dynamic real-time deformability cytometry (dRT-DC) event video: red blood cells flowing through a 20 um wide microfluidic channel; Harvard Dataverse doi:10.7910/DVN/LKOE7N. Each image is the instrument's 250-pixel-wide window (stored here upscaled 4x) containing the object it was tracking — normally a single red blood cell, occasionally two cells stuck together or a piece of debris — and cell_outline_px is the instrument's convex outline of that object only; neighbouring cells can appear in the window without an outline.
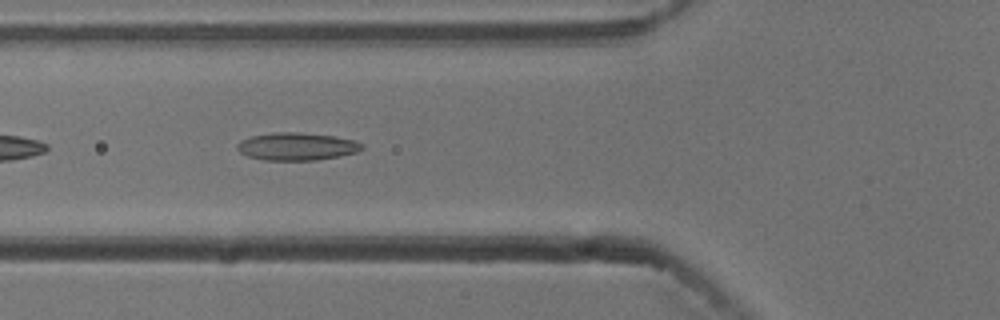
{"species": "common noctule bat (a hibernating species)", "species_latin": "Nyctalus noctula", "temperature_condition": "cold", "stored_images_in_passage": 24, "camera_frame_rate_fps": 3000, "um_per_image_px": 0.085, "animal": {"sex": "male", "body_mass_g": 13.3}, "frame": {"image": 1, "passage_image": 5, "time_ms": 1.333, "image_size_px": [1000, 320], "cell_outline_px": [[364, 148], [356, 152], [340, 156], [316, 160], [264, 160], [248, 156], [240, 152], [236, 148], [236, 144], [240, 140], [252, 136], [272, 132], [300, 132], [332, 136], [352, 140], [364, 144]], "centroid_in_image_um": [25.2, 12.45], "position_along_channel_um": 100.6, "area_um2": 20.11}}
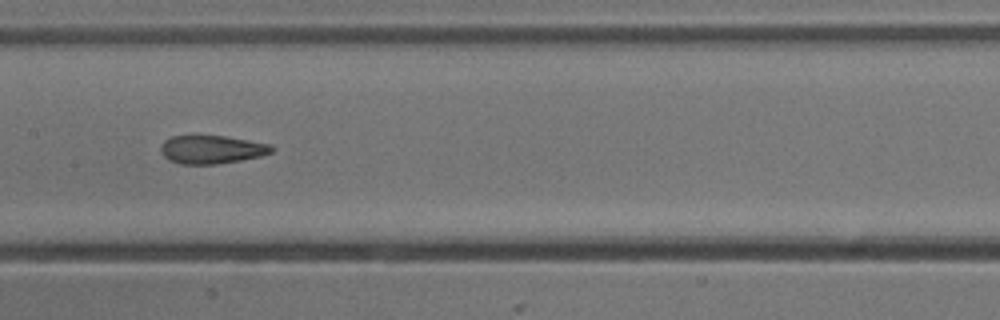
{"frame": {"image": 2, "passage_image": 12, "time_ms": 3.667, "image_size_px": [1000, 320], "cell_outline_px": [[276, 148], [272, 152], [260, 156], [240, 160], [216, 164], [180, 164], [168, 160], [160, 152], [160, 148], [164, 140], [172, 136], [224, 136], [272, 144]], "centroid_in_image_um": [18.0, 12.71], "position_along_channel_um": 189.4, "area_um2": 18.32}}
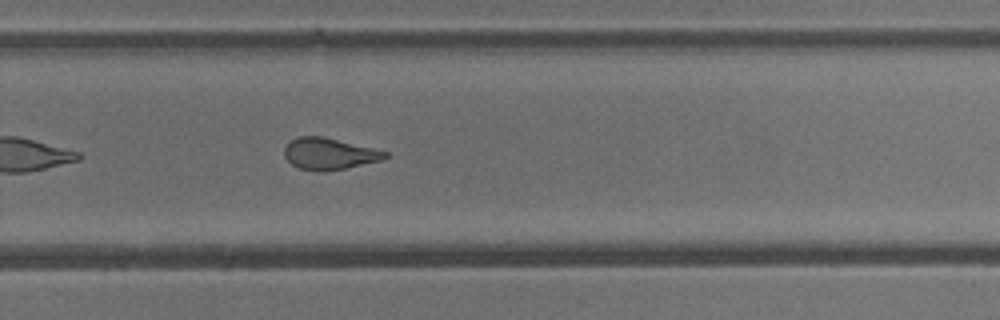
{"frame": {"image": 3, "passage_image": 21, "time_ms": 6.667, "image_size_px": [1000, 320], "cell_outline_px": [[388, 156], [380, 160], [344, 168], [300, 168], [292, 164], [284, 156], [284, 148], [292, 140], [300, 136], [324, 136], [388, 152]], "centroid_in_image_um": [27.98, 13.01], "position_along_channel_um": 301.8, "area_um2": 17.57}}